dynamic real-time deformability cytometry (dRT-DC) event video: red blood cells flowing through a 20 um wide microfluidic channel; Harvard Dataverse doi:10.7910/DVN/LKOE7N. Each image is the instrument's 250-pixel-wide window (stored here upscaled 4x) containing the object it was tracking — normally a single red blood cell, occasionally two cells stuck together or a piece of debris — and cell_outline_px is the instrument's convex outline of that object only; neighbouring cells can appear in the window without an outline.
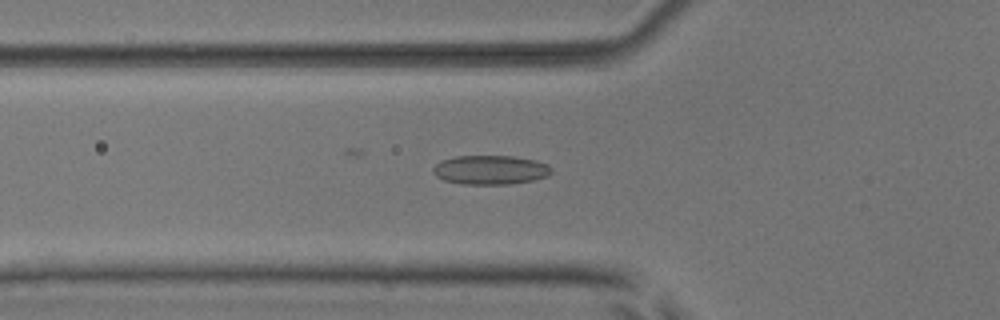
{"species": "common noctule bat (a hibernating species)", "species_latin": "Nyctalus noctula", "temperature_condition": "room temperature", "stored_images_in_passage": 55, "camera_frame_rate_fps": 3000, "um_per_image_px": 0.085, "animal": {"sex": "male", "body_mass_g": 17.9, "forearm_length_mm": 54.2}, "frame": {"image": 1, "passage_image": 20, "time_ms": 6.333, "image_size_px": [1000, 320], "cell_outline_px": [[552, 172], [548, 176], [532, 180], [508, 184], [460, 184], [444, 180], [436, 176], [432, 172], [432, 168], [440, 160], [456, 156], [512, 156], [536, 160], [548, 164], [552, 168]], "centroid_in_image_um": [41.67, 14.43], "position_along_channel_um": 84.1, "area_um2": 20.23}}
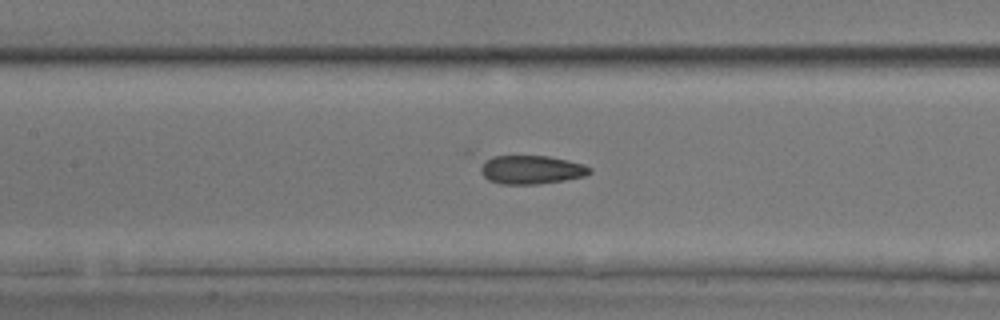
{"frame": {"image": 2, "passage_image": 26, "time_ms": 8.333, "image_size_px": [1000, 320], "cell_outline_px": [[592, 172], [584, 176], [564, 180], [540, 184], [500, 184], [488, 180], [480, 172], [464, 152], [464, 148], [468, 148], [548, 156], [568, 160], [584, 164], [592, 168]], "centroid_in_image_um": [44.56, 14.23], "position_along_channel_um": 162.8, "area_um2": 21.91}}
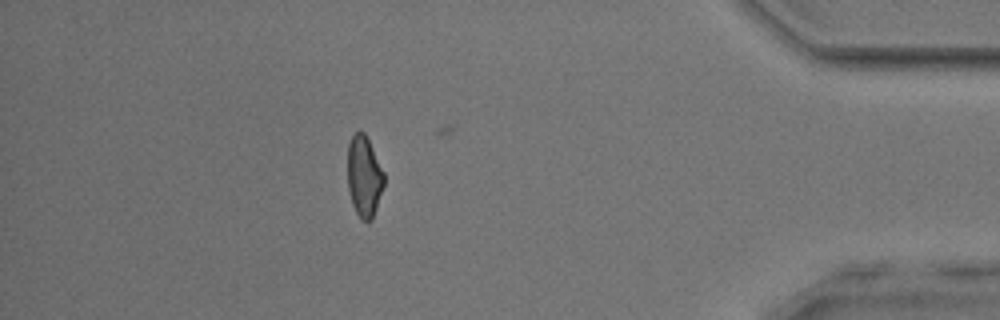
{"frame": {"image": 3, "passage_image": 48, "time_ms": 15.667, "image_size_px": [1000, 320], "cell_outline_px": [[384, 184], [372, 220], [364, 220], [356, 212], [352, 204], [348, 188], [348, 144], [352, 136], [356, 132], [364, 132], [384, 172]], "centroid_in_image_um": [30.94, 14.99], "position_along_channel_um": 404.3, "area_um2": 16.88}}